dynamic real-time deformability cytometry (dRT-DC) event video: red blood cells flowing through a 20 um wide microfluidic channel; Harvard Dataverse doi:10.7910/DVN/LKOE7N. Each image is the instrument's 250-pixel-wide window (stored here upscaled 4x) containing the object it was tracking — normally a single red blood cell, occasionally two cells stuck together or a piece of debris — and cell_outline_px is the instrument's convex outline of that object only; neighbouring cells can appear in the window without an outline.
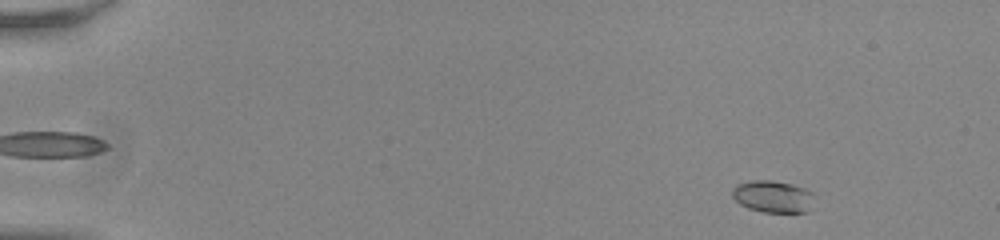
{"species": "common noctule bat (a hibernating species)", "species_latin": "Nyctalus noctula", "temperature_condition": "room temperature", "stored_images_in_passage": 53, "camera_frame_rate_fps": 3000, "um_per_image_px": 0.085, "animal": {"sex": "male", "body_mass_g": 20.0, "forearm_length_mm": 53.3}, "frame": {"image": 1, "passage_image": 4, "time_ms": 1.0, "image_size_px": [1000, 240], "cell_outline_px": [[816, 196], [812, 208], [808, 212], [764, 212], [748, 208], [740, 204], [732, 196], [732, 188], [736, 184], [752, 180], [772, 180], [792, 184], [804, 188], [812, 192]], "centroid_in_image_um": [65.74, 16.7], "position_along_channel_um": 19.3, "area_um2": 15.61}}
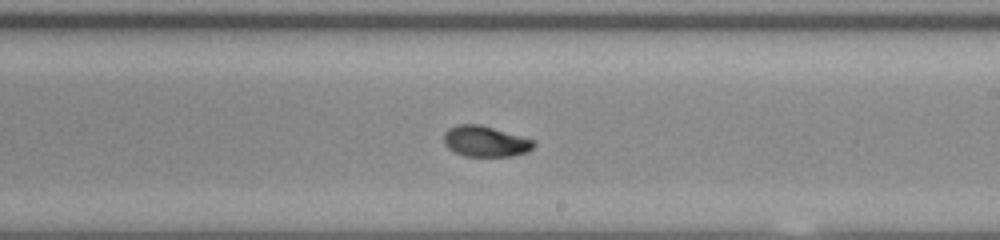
{"frame": {"image": 2, "passage_image": 32, "time_ms": 10.333, "image_size_px": [1000, 240], "cell_outline_px": [[536, 144], [528, 152], [512, 156], [464, 156], [448, 148], [444, 144], [444, 132], [448, 128], [456, 124], [480, 124], [536, 140]], "centroid_in_image_um": [41.26, 12.01], "position_along_channel_um": 247.7, "area_um2": 16.3}}
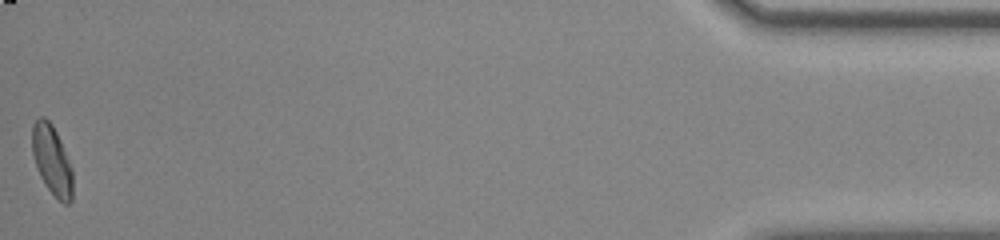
{"frame": {"image": 3, "passage_image": 53, "time_ms": 17.333, "image_size_px": [1000, 240], "cell_outline_px": [[72, 200], [68, 204], [64, 204], [48, 188], [40, 176], [32, 152], [32, 124], [40, 116], [44, 116], [52, 124], [60, 140], [72, 168]], "centroid_in_image_um": [4.41, 13.59], "position_along_channel_um": 430.8, "area_um2": 16.18}, "authors_computed_cell_mechanics": {"area_um2": 15.7794, "velocity_mm_per_s": 3.8148, "shape_relaxation_time_tau1_ms": 3.4136, "shape_relaxation_time_tau2_ms": 2.2345, "deformation_change_tau1": 0.1323, "deformation_change_tau2": 0.056}}